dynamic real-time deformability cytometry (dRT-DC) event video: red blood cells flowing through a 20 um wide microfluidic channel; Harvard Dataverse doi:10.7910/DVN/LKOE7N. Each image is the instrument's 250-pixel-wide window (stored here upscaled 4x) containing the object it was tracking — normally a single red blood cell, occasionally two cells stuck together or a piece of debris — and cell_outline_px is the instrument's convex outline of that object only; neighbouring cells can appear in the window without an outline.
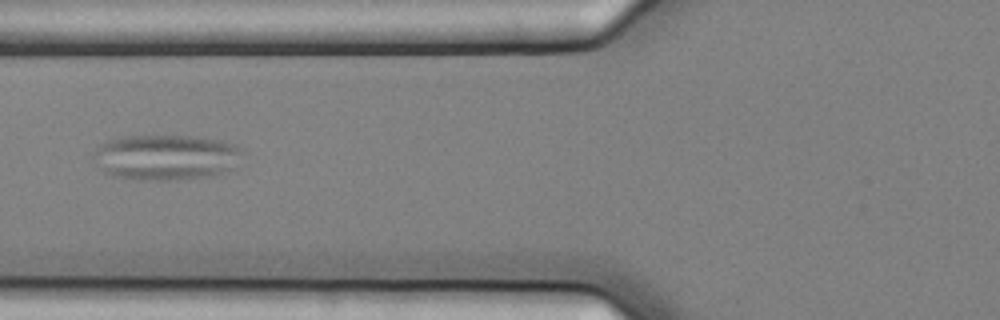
{"species": "common noctule bat (a hibernating species)", "species_latin": "Nyctalus noctula", "temperature_condition": "cold", "stored_images_in_passage": 5, "camera_frame_rate_fps": 3000, "um_per_image_px": 0.085, "animal": {"sex": "female", "body_mass_g": 25.1}, "frame": {"image": 1, "passage_image": 2, "time_ms": 0.333, "image_size_px": [1000, 320], "cell_outline_px": [[244, 152], [228, 168], [212, 176], [172, 180], [140, 180], [116, 176], [104, 172], [92, 160], [92, 152], [100, 144], [108, 140], [124, 136], [188, 136], [220, 140], [240, 144], [244, 148]], "centroid_in_image_um": [14.05, 13.35], "position_along_channel_um": 111.7, "area_um2": 39.54}}
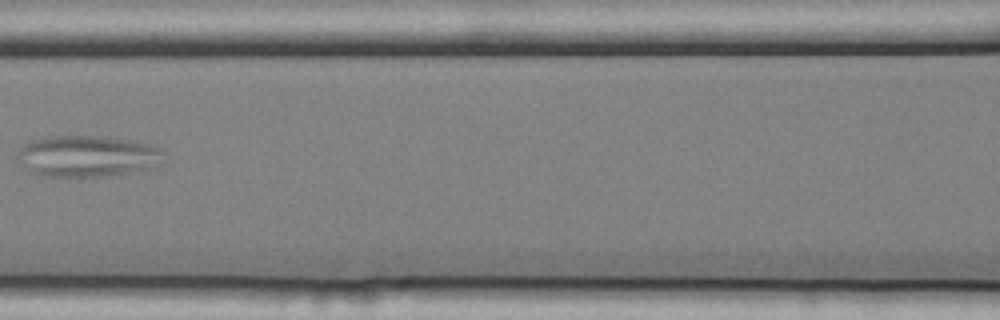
{"frame": {"image": 2, "passage_image": 3, "time_ms": 0.667, "image_size_px": [1000, 320], "cell_outline_px": [[160, 152], [152, 168], [104, 176], [44, 176], [32, 172], [16, 156], [20, 148], [24, 144], [32, 140], [48, 136], [100, 136], [128, 140], [152, 144], [160, 148]], "centroid_in_image_um": [7.35, 13.25], "position_along_channel_um": 159.3, "area_um2": 34.39}}
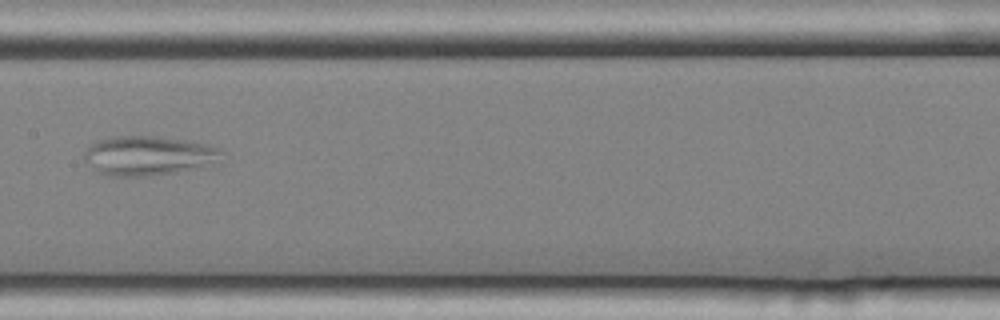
{"frame": {"image": 3, "passage_image": 4, "time_ms": 1.0, "image_size_px": [1000, 320], "cell_outline_px": [[224, 152], [220, 164], [216, 168], [144, 176], [108, 176], [96, 172], [84, 156], [84, 152], [92, 144], [100, 140], [112, 136], [160, 136], [184, 140], [204, 144], [216, 148]], "centroid_in_image_um": [12.76, 13.26], "position_along_channel_um": 194.6, "area_um2": 32.25}}